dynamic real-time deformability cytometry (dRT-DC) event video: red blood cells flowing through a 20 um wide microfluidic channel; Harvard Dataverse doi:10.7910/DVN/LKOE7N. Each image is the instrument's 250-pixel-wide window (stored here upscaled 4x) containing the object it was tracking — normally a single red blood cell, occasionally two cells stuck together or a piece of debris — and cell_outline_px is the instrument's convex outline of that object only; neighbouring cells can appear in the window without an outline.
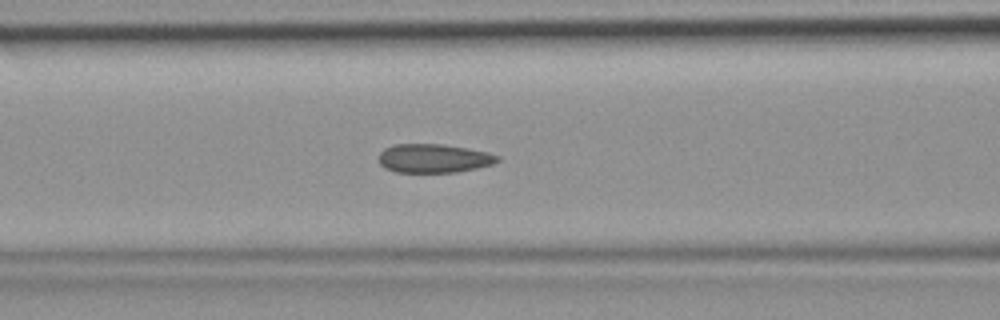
{"species": "common noctule bat (a hibernating species)", "species_latin": "Nyctalus noctula", "temperature_condition": "room temperature", "stored_images_in_passage": 44, "camera_frame_rate_fps": 3000, "um_per_image_px": 0.085, "animal": {"sex": "female", "body_mass_g": 19.9}, "frame": {"image": 1, "passage_image": 18, "time_ms": 5.667, "image_size_px": [1000, 320], "cell_outline_px": [[500, 160], [492, 164], [476, 168], [456, 172], [396, 172], [384, 168], [380, 164], [380, 152], [384, 148], [396, 144], [444, 144], [468, 148], [488, 152], [500, 156]], "centroid_in_image_um": [36.88, 13.45], "position_along_channel_um": 129.7, "area_um2": 19.94}}
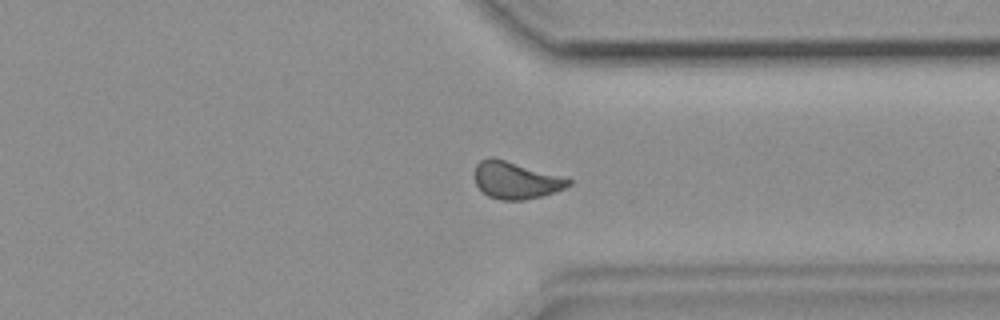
{"frame": {"image": 2, "passage_image": 34, "time_ms": 11.0, "image_size_px": [1000, 320], "cell_outline_px": [[572, 184], [564, 188], [540, 196], [524, 200], [500, 200], [488, 196], [476, 184], [476, 164], [480, 160], [488, 156], [492, 156], [572, 180]], "centroid_in_image_um": [43.8, 15.32], "position_along_channel_um": 367.6, "area_um2": 19.83}}
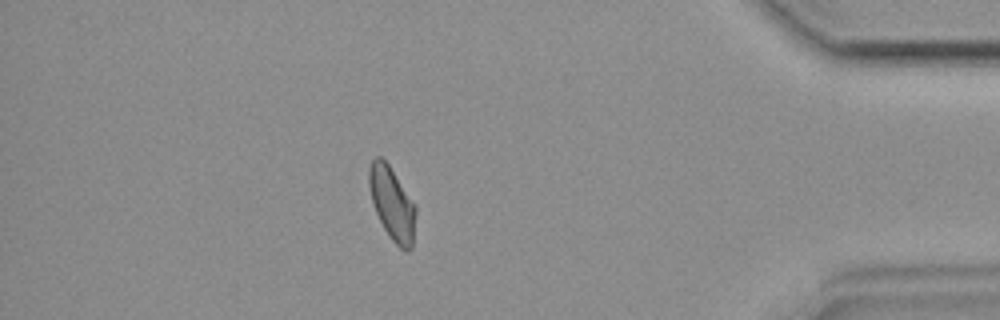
{"frame": {"image": 3, "passage_image": 39, "time_ms": 12.667, "image_size_px": [1000, 320], "cell_outline_px": [[416, 212], [412, 248], [408, 252], [404, 252], [388, 236], [372, 204], [368, 184], [368, 168], [372, 160], [376, 156], [380, 156], [388, 164], [416, 204]], "centroid_in_image_um": [33.33, 17.31], "position_along_channel_um": 401.9, "area_um2": 20.11}}